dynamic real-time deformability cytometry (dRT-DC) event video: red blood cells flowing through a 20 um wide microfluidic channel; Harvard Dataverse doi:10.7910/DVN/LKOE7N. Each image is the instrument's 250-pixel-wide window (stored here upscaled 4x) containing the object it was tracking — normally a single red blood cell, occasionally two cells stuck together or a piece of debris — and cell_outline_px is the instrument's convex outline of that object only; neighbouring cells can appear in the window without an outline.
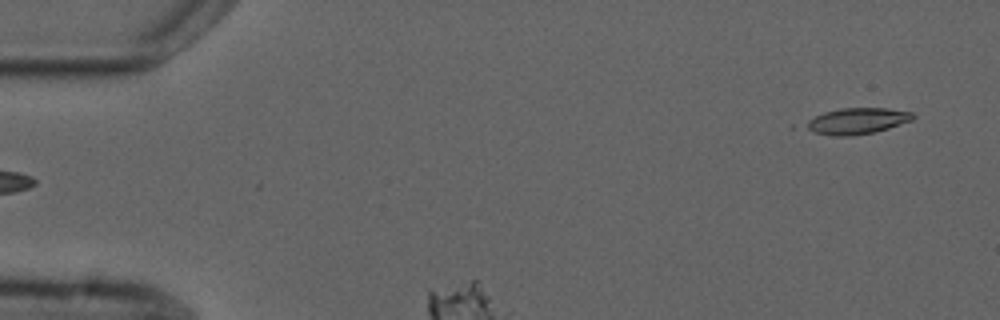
{"species": "common noctule bat (a hibernating species)", "species_latin": "Nyctalus noctula", "temperature_condition": "cold", "stored_images_in_passage": 5, "camera_frame_rate_fps": 3000, "um_per_image_px": 0.085, "animal": {"sex": "male", "forearm_length_mm": 52.5}, "frame": {"image": 1, "passage_image": 5, "time_ms": 6.0, "image_size_px": [1000, 320], "cell_outline_px": [[916, 116], [912, 120], [888, 128], [872, 132], [852, 136], [832, 136], [816, 132], [800, 124], [824, 112], [840, 108], [888, 108], [912, 112]], "centroid_in_image_um": [72.84, 10.28], "position_along_channel_um": 12.2, "area_um2": 16.24}}